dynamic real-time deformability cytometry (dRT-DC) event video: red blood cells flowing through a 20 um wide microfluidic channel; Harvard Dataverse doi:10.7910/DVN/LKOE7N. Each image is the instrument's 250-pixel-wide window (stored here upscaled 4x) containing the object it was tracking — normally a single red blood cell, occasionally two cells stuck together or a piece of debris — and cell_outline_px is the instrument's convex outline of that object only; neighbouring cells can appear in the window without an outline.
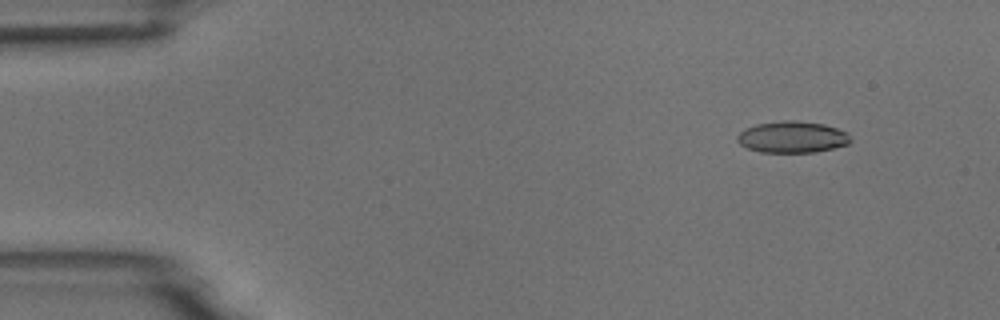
{"species": "common noctule bat (a hibernating species)", "species_latin": "Nyctalus noctula", "temperature_condition": "room temperature", "stored_images_in_passage": 5, "camera_frame_rate_fps": 3000, "um_per_image_px": 0.085, "animal": {"sex": "male", "body_mass_g": 18.8}, "frame": {"image": 1, "passage_image": 1, "time_ms": 0.0, "image_size_px": [1000, 320], "cell_outline_px": [[852, 140], [848, 144], [816, 152], [760, 152], [748, 148], [740, 144], [736, 140], [736, 136], [744, 128], [756, 124], [784, 120], [792, 120], [824, 124], [848, 132]], "centroid_in_image_um": [67.33, 11.64], "position_along_channel_um": 17.7, "area_um2": 20.87}}
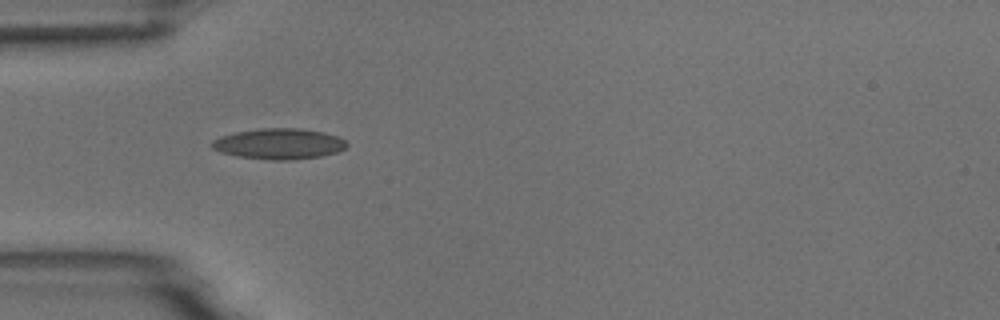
{"frame": {"image": 2, "passage_image": 4, "time_ms": 3.667, "image_size_px": [1000, 320], "cell_outline_px": [[348, 144], [344, 148], [336, 152], [320, 156], [292, 160], [268, 160], [236, 156], [220, 152], [212, 148], [208, 144], [212, 140], [220, 136], [236, 132], [260, 128], [300, 128], [324, 132], [336, 136], [344, 140]], "centroid_in_image_um": [23.66, 12.22], "position_along_channel_um": 61.3, "area_um2": 24.28}}